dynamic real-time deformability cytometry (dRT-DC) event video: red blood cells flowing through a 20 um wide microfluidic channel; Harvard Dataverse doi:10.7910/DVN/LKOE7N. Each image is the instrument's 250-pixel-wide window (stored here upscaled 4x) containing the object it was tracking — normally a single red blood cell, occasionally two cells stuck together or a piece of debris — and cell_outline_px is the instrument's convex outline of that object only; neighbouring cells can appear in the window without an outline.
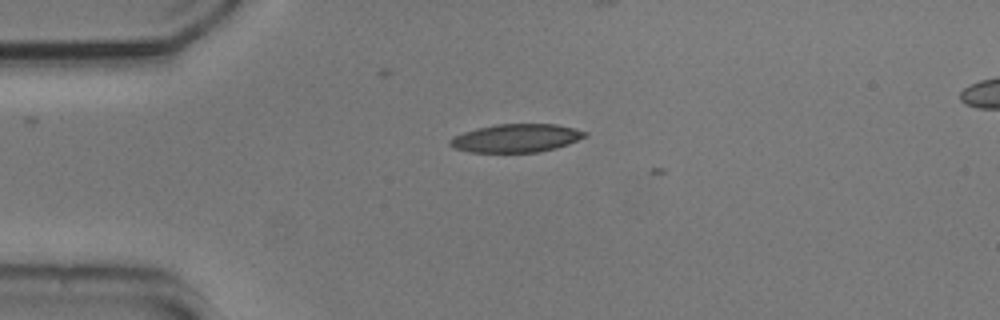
{"species": "common noctule bat (a hibernating species)", "species_latin": "Nyctalus noctula", "temperature_condition": "cold", "stored_images_in_passage": 7, "camera_frame_rate_fps": 3000, "um_per_image_px": 0.085, "animal": {"sex": "male", "body_mass_g": 20.5, "forearm_length_mm": 52.5}, "frame": {"image": 1, "passage_image": 5, "time_ms": 1.333, "image_size_px": [1000, 320], "cell_outline_px": [[588, 136], [568, 144], [556, 148], [540, 152], [468, 152], [456, 148], [448, 144], [448, 140], [452, 136], [476, 128], [496, 124], [556, 124], [588, 132]], "centroid_in_image_um": [43.87, 11.74], "position_along_channel_um": 41.1, "area_um2": 22.31}}